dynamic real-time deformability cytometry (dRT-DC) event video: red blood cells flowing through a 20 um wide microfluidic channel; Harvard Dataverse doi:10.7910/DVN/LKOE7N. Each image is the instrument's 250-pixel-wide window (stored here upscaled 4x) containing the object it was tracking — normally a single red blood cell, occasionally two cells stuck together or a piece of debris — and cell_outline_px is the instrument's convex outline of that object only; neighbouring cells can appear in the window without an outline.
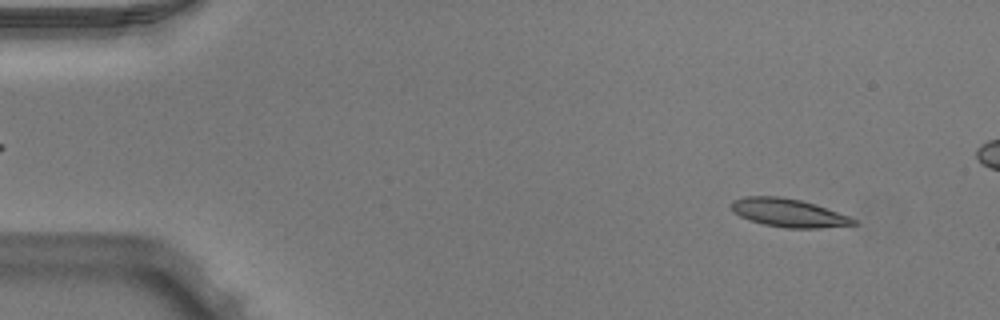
{"species": "Egyptian fruit bat (a non-hibernating species)", "species_latin": "Rousettus aegyptiacus", "temperature_condition": "warm", "stored_images_in_passage": 51, "camera_frame_rate_fps": 3000, "um_per_image_px": 0.085, "animal": {"sex": "male"}, "frame": {"image": 1, "passage_image": 4, "time_ms": 1.0, "image_size_px": [1000, 320], "cell_outline_px": [[856, 224], [820, 228], [784, 228], [764, 224], [740, 216], [732, 208], [732, 200], [744, 196], [780, 196], [800, 200], [816, 204], [848, 216], [856, 220]], "centroid_in_image_um": [67.03, 18.08], "position_along_channel_um": 18.0, "area_um2": 19.88}}
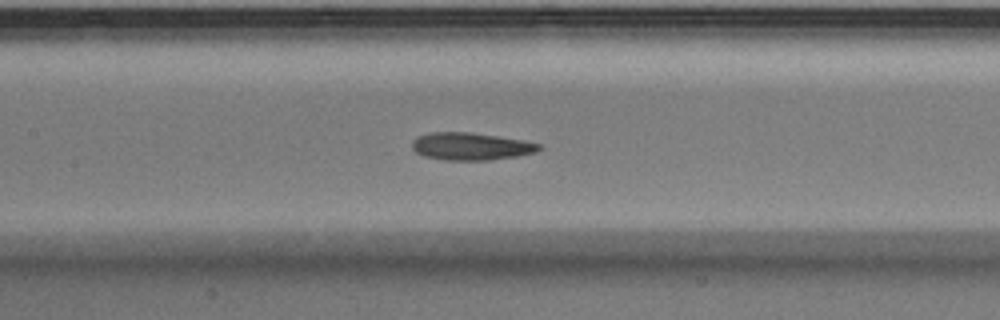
{"frame": {"image": 2, "passage_image": 23, "time_ms": 7.333, "image_size_px": [1000, 320], "cell_outline_px": [[544, 148], [536, 152], [516, 156], [488, 160], [444, 160], [424, 156], [416, 152], [412, 148], [412, 140], [416, 136], [428, 132], [472, 132], [524, 140], [544, 144]], "centroid_in_image_um": [40.05, 12.43], "position_along_channel_um": 167.4, "area_um2": 20.63}}
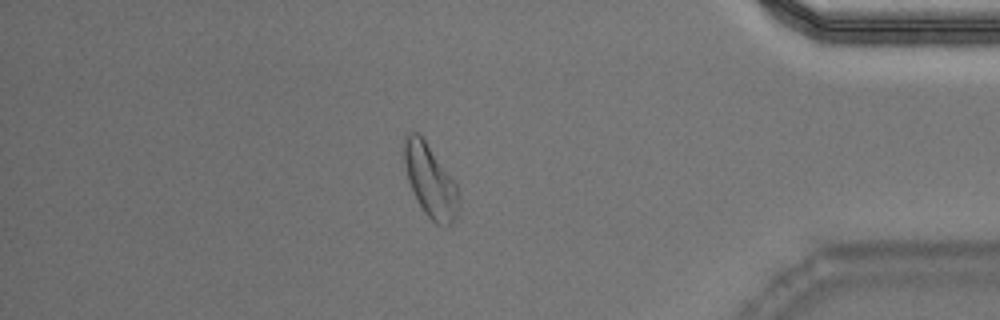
{"frame": {"image": 3, "passage_image": 43, "time_ms": 14.0, "image_size_px": [1000, 320], "cell_outline_px": [[460, 196], [456, 216], [452, 224], [448, 228], [436, 224], [424, 212], [408, 180], [400, 152], [404, 140], [408, 132], [416, 132], [424, 140], [456, 184]], "centroid_in_image_um": [36.54, 15.38], "position_along_channel_um": 398.7, "area_um2": 23.0}, "authors_computed_cell_mechanics": {"area_um2": 20.6924, "velocity_mm_per_s": 3.9582, "shape_relaxation_time_tau1_ms": 4.2244, "shape_relaxation_time_tau2_ms": 3.3168, "deformation_change_tau1": 0.1514, "deformation_change_tau2": 0.1288}}